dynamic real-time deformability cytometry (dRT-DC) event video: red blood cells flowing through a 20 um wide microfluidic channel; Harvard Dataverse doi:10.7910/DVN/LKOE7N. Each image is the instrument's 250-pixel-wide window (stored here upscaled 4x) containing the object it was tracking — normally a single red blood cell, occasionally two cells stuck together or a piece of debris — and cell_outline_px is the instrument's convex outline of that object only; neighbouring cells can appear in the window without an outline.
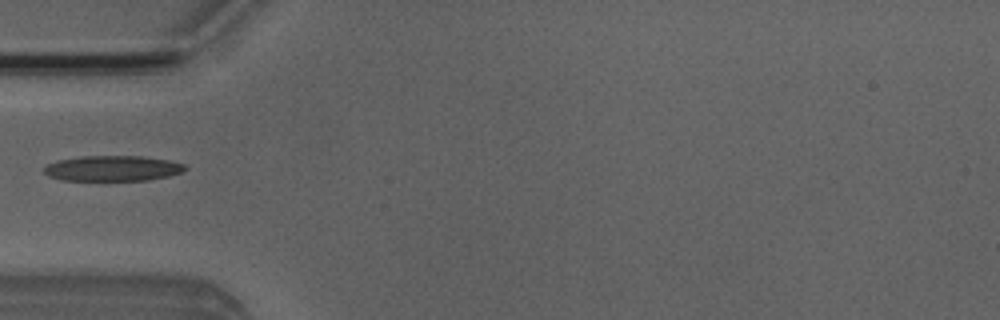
{"species": "Egyptian fruit bat (a non-hibernating species)", "species_latin": "Rousettus aegyptiacus", "temperature_condition": "room temperature", "stored_images_in_passage": 1, "camera_frame_rate_fps": 3000, "um_per_image_px": 0.085, "animal": {"sex": "male"}, "frame": {"image": 1, "passage_image": 1, "time_ms": 0.0, "image_size_px": [1000, 320], "cell_outline_px": [[188, 168], [180, 172], [168, 176], [148, 180], [60, 180], [48, 176], [44, 172], [44, 168], [48, 164], [56, 160], [80, 156], [140, 156], [168, 160], [184, 164]], "centroid_in_image_um": [9.54, 14.31], "position_along_channel_um": 75.5, "area_um2": 20.87}}